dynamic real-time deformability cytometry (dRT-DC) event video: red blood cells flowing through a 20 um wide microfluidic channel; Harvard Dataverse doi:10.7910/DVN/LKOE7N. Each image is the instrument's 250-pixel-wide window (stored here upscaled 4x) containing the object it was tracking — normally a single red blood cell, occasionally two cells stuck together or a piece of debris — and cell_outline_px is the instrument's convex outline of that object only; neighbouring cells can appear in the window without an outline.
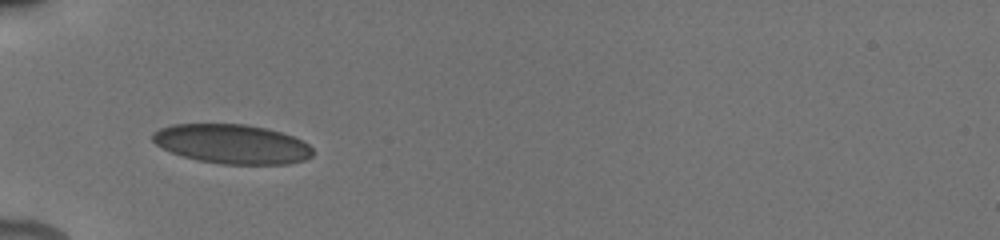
{"species": "human", "species_latin": "Homo sapiens", "temperature_condition": "cold", "stored_images_in_passage": 14, "camera_frame_rate_fps": 3000, "um_per_image_px": 0.085, "donor": {"sex": "male"}, "frame": {"image": 1, "passage_image": 1, "time_ms": 0.0, "image_size_px": [1000, 240], "cell_outline_px": [[312, 156], [304, 160], [288, 164], [220, 164], [200, 160], [184, 156], [172, 152], [156, 144], [152, 140], [152, 132], [160, 128], [172, 124], [244, 124], [268, 128], [292, 136], [308, 144], [312, 148]], "centroid_in_image_um": [19.72, 12.23], "position_along_channel_um": 65.3, "area_um2": 36.59}}
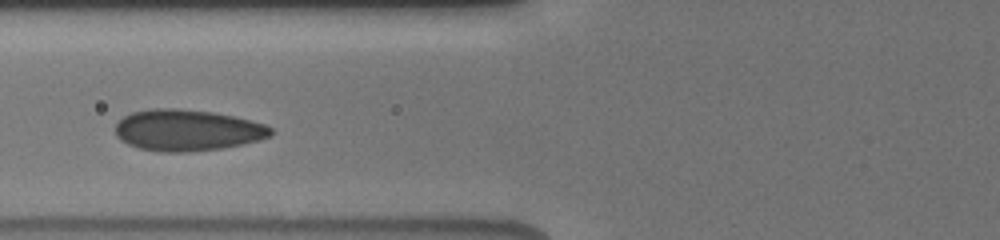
{"frame": {"image": 2, "passage_image": 6, "time_ms": 1.333, "image_size_px": [1000, 240], "cell_outline_px": [[272, 136], [260, 140], [224, 148], [188, 152], [160, 152], [140, 148], [128, 144], [120, 140], [116, 136], [116, 124], [124, 116], [132, 112], [148, 108], [180, 108], [212, 112], [252, 120], [264, 124], [272, 128]], "centroid_in_image_um": [15.92, 11.07], "position_along_channel_um": 109.9, "area_um2": 37.69}}
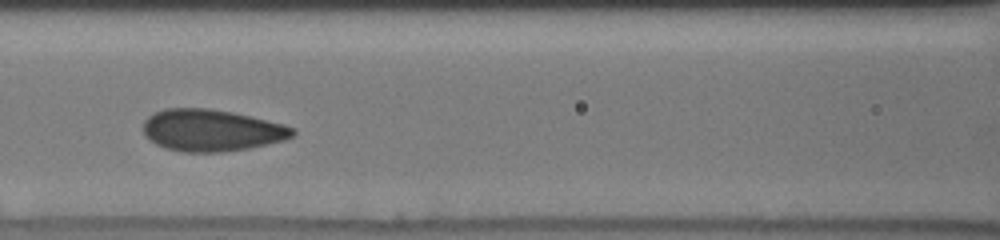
{"frame": {"image": 3, "passage_image": 9, "time_ms": 2.333, "image_size_px": [1000, 240], "cell_outline_px": [[296, 132], [292, 136], [284, 140], [248, 148], [220, 152], [180, 152], [164, 148], [156, 144], [144, 136], [144, 120], [152, 112], [164, 108], [208, 108], [232, 112], [284, 124], [296, 128]], "centroid_in_image_um": [17.94, 11.07], "position_along_channel_um": 148.7, "area_um2": 36.59}}